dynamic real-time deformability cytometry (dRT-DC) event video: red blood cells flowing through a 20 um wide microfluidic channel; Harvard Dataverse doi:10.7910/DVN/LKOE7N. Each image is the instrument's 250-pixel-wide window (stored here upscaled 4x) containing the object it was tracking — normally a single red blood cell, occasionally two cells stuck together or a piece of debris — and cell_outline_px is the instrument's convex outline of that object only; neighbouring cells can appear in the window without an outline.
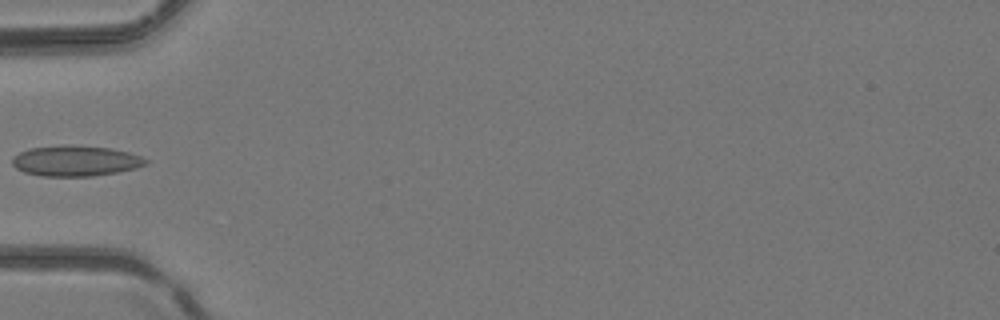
{"species": "common noctule bat (a hibernating species)", "species_latin": "Nyctalus noctula", "temperature_condition": "room temperature", "stored_images_in_passage": 3, "camera_frame_rate_fps": 3000, "um_per_image_px": 0.085, "animal": {"sex": "female", "body_mass_g": 24.6, "forearm_length_mm": 56.2}, "frame": {"image": 1, "passage_image": 3, "time_ms": 0.667, "image_size_px": [1000, 320], "cell_outline_px": [[148, 164], [136, 168], [116, 172], [92, 176], [44, 176], [24, 172], [16, 168], [12, 164], [12, 156], [20, 152], [32, 148], [108, 148], [128, 152], [140, 156], [148, 160]], "centroid_in_image_um": [6.44, 13.73], "position_along_channel_um": 78.6, "area_um2": 22.6}}